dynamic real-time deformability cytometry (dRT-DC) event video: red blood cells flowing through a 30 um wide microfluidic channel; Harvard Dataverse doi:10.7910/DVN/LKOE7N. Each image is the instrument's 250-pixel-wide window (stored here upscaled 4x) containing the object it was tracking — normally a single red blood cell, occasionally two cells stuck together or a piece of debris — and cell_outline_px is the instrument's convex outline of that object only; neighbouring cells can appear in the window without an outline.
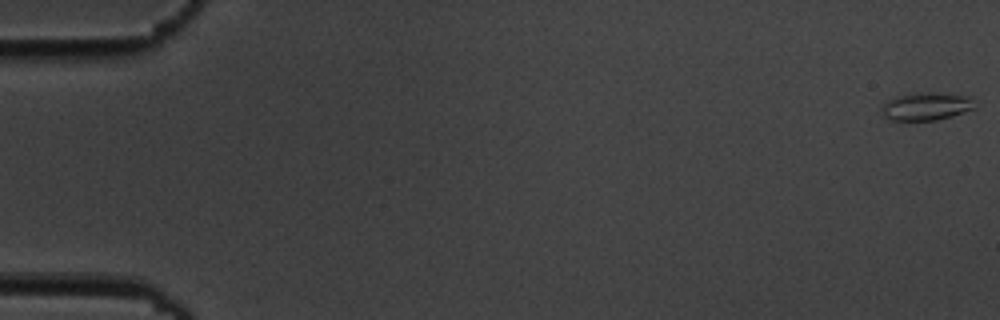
{"species": "common noctule bat (a hibernating species)", "species_latin": "Nyctalus noctula", "temperature_condition": "cold", "stored_images_in_passage": 6, "camera_frame_rate_fps": 3000, "um_per_image_px": 0.085, "animal": {"sex": "male", "body_mass_g": 19.5, "forearm_length_mm": 54.6}, "frame": {"image": 1, "passage_image": 1, "time_ms": 0.0, "image_size_px": [1000, 320], "cell_outline_px": [[976, 108], [952, 116], [936, 120], [892, 120], [884, 116], [880, 112], [880, 108], [888, 100], [896, 96], [916, 92], [936, 92], [972, 96]], "centroid_in_image_um": [78.75, 9.02], "position_along_channel_um": 6.2, "area_um2": 15.37}}
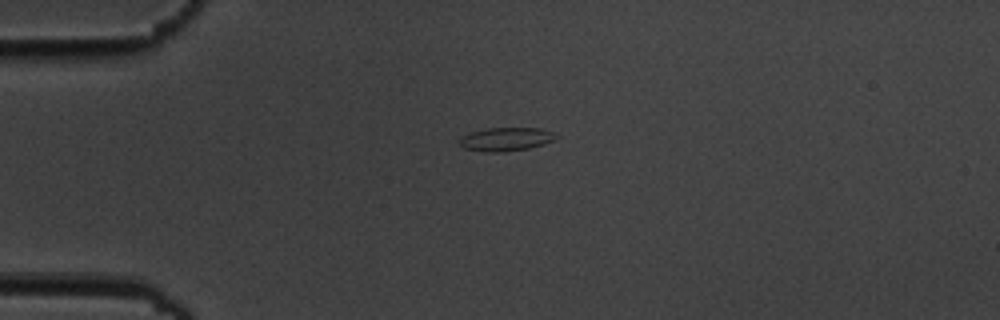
{"frame": {"image": 2, "passage_image": 5, "time_ms": 4.667, "image_size_px": [1000, 320], "cell_outline_px": [[560, 136], [556, 140], [544, 144], [528, 148], [504, 152], [484, 152], [464, 148], [460, 144], [460, 136], [472, 132], [488, 128], [540, 128], [552, 132]], "centroid_in_image_um": [43.04, 11.83], "position_along_channel_um": 42.0, "area_um2": 13.29}}